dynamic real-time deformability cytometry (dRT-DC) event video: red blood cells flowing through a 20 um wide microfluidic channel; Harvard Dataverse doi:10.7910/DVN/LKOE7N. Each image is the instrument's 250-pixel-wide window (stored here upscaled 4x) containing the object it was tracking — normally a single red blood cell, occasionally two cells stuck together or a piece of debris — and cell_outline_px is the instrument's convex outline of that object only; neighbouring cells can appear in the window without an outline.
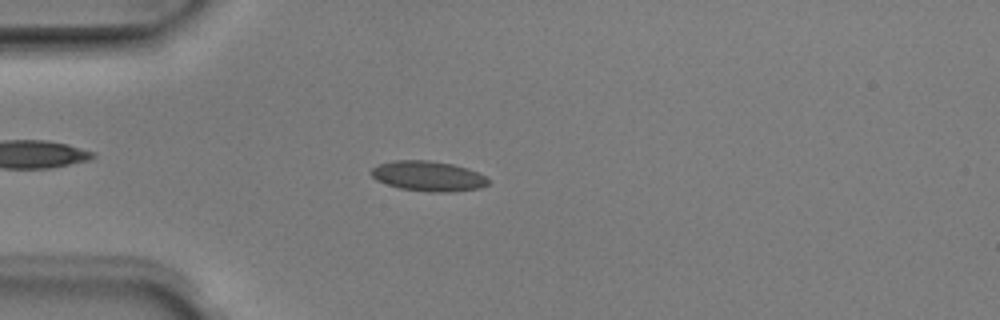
{"species": "Egyptian fruit bat (a non-hibernating species)", "species_latin": "Rousettus aegyptiacus", "temperature_condition": "room temperature", "stored_images_in_passage": 3, "camera_frame_rate_fps": 3000, "um_per_image_px": 0.085, "animal": {"sex": "male"}, "frame": {"image": 1, "passage_image": 3, "time_ms": 0.667, "image_size_px": [1000, 320], "cell_outline_px": [[488, 184], [480, 188], [452, 192], [428, 192], [400, 188], [376, 180], [368, 172], [372, 168], [380, 164], [396, 160], [428, 160], [452, 164], [468, 168], [484, 176], [488, 180]], "centroid_in_image_um": [36.38, 14.97], "position_along_channel_um": 48.6, "area_um2": 20.46}}